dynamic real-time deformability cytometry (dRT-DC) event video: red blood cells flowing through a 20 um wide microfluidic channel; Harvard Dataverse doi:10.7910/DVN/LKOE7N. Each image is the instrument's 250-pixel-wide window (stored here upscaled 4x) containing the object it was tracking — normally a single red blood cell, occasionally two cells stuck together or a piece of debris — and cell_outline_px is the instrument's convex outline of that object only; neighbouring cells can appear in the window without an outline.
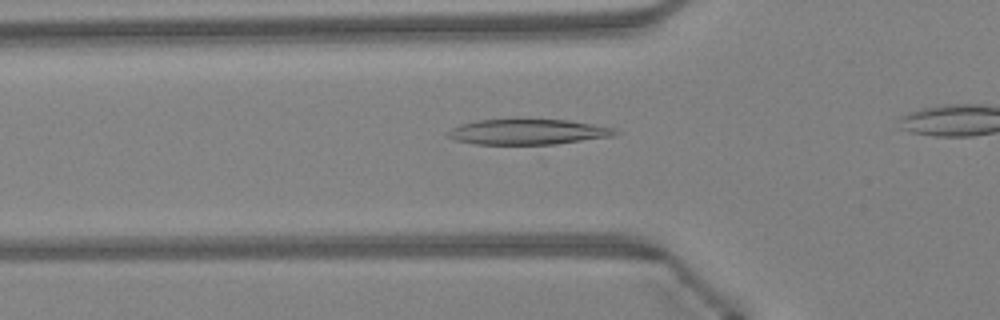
{"species": "Egyptian fruit bat (a non-hibernating species)", "species_latin": "Rousettus aegyptiacus", "temperature_condition": "warm", "stored_images_in_passage": 27, "camera_frame_rate_fps": 3000, "um_per_image_px": 0.085, "animal": {"sex": "female"}, "frame": {"image": 1, "passage_image": 5, "time_ms": 1.333, "image_size_px": [1000, 320], "cell_outline_px": [[620, 132], [612, 136], [556, 144], [476, 144], [456, 140], [448, 136], [448, 132], [452, 128], [460, 124], [476, 120], [568, 120], [592, 124], [612, 128]], "centroid_in_image_um": [44.86, 11.21], "position_along_channel_um": 80.9, "area_um2": 24.33}}
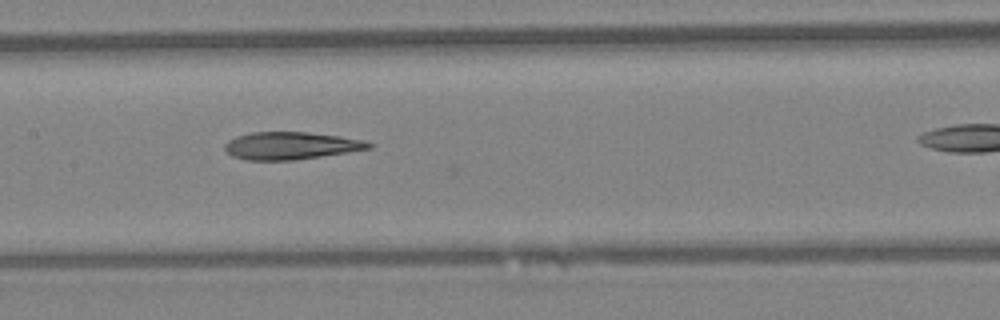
{"frame": {"image": 2, "passage_image": 12, "time_ms": 3.667, "image_size_px": [1000, 320], "cell_outline_px": [[372, 148], [296, 160], [248, 160], [232, 156], [224, 148], [224, 144], [228, 140], [236, 136], [252, 132], [308, 132], [340, 136], [364, 140], [372, 144]], "centroid_in_image_um": [24.7, 12.38], "position_along_channel_um": 182.7, "area_um2": 23.0}}
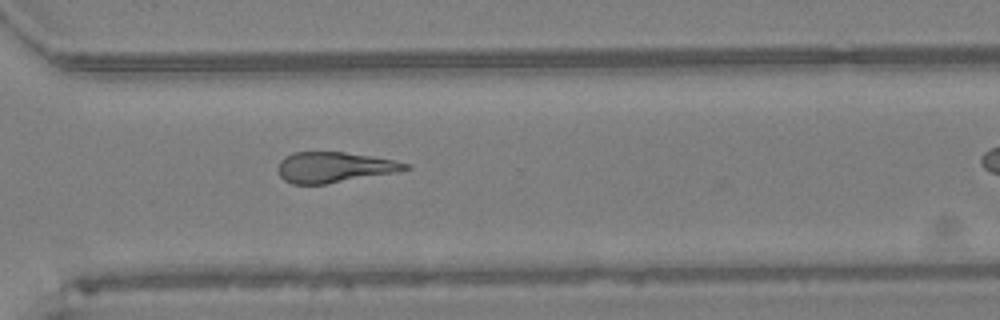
{"frame": {"image": 3, "passage_image": 23, "time_ms": 7.333, "image_size_px": [1000, 320], "cell_outline_px": [[412, 168], [396, 172], [328, 184], [292, 184], [284, 180], [280, 176], [276, 168], [280, 160], [284, 156], [292, 152], [344, 152], [392, 160], [408, 164]], "centroid_in_image_um": [28.34, 14.22], "position_along_channel_um": 342.3, "area_um2": 22.66}}